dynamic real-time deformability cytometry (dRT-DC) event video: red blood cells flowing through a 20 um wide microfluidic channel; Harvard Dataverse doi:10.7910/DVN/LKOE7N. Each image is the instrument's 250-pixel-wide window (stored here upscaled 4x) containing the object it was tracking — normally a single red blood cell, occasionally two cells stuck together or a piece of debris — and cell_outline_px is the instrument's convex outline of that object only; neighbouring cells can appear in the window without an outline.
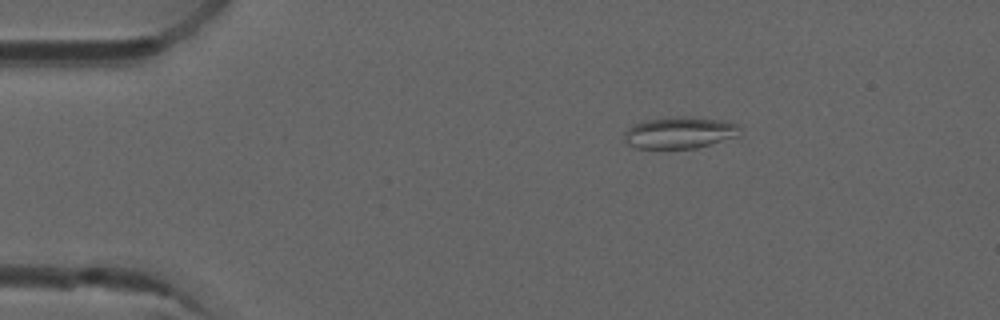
{"species": "common noctule bat (a hibernating species)", "species_latin": "Nyctalus noctula", "temperature_condition": "room temperature", "stored_images_in_passage": 4, "camera_frame_rate_fps": 3000, "um_per_image_px": 0.085, "animal": {"sex": "male", "forearm_length_mm": 52.5}, "frame": {"image": 1, "passage_image": 2, "time_ms": 0.333, "image_size_px": [1000, 320], "cell_outline_px": [[740, 128], [736, 136], [696, 148], [636, 148], [628, 144], [624, 140], [624, 132], [632, 124], [648, 120], [676, 116], [680, 116], [720, 120], [740, 124]], "centroid_in_image_um": [57.73, 11.27], "position_along_channel_um": 27.3, "area_um2": 21.1}}
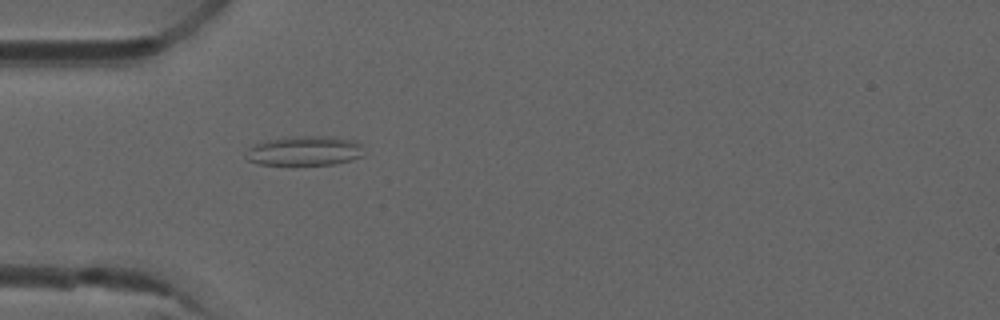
{"frame": {"image": 2, "passage_image": 4, "time_ms": 1.0, "image_size_px": [1000, 320], "cell_outline_px": [[364, 156], [332, 164], [260, 164], [248, 160], [244, 156], [256, 144], [268, 140], [288, 136], [332, 136], [356, 140], [360, 144]], "centroid_in_image_um": [25.94, 12.8], "position_along_channel_um": 59.1, "area_um2": 20.06}}